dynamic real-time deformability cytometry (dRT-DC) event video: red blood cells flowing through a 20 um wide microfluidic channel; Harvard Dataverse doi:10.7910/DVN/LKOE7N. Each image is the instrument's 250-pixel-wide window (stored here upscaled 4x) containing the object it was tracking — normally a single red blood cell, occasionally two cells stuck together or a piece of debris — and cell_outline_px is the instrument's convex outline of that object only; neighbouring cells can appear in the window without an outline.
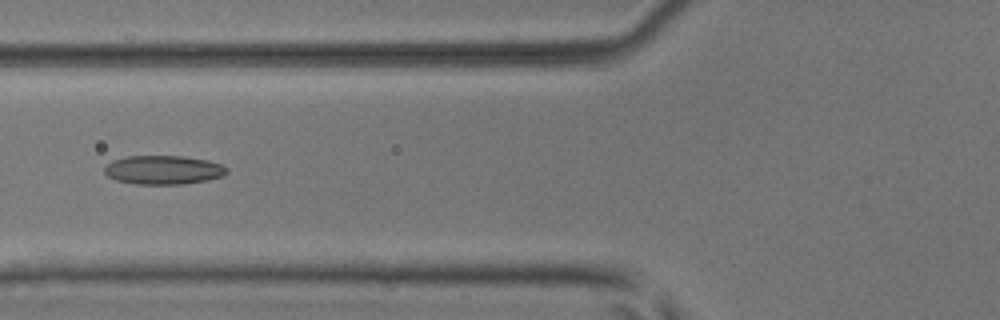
{"species": "common noctule bat (a hibernating species)", "species_latin": "Nyctalus noctula", "temperature_condition": "room temperature", "stored_images_in_passage": 5, "camera_frame_rate_fps": 3000, "um_per_image_px": 0.085, "animal": {"sex": "male", "body_mass_g": 17.9, "forearm_length_mm": 54.2}, "frame": {"image": 1, "passage_image": 5, "time_ms": 1.333, "image_size_px": [1000, 320], "cell_outline_px": [[228, 172], [224, 176], [208, 180], [184, 184], [136, 184], [116, 180], [108, 176], [104, 172], [104, 168], [112, 160], [128, 156], [184, 156], [208, 160], [220, 164], [228, 168]], "centroid_in_image_um": [13.91, 14.44], "position_along_channel_um": 111.9, "area_um2": 20.69}}